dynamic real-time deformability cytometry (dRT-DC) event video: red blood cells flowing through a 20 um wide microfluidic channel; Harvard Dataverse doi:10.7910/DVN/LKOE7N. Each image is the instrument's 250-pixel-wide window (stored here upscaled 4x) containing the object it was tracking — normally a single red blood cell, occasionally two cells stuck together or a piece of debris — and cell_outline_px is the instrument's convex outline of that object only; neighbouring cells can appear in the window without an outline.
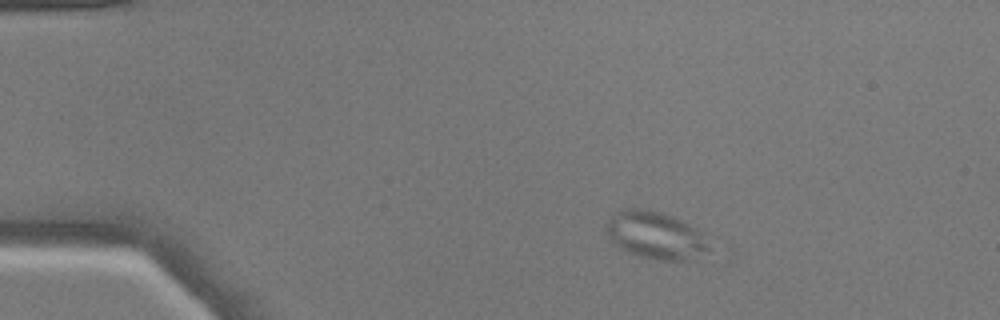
{"species": "common noctule bat (a hibernating species)", "species_latin": "Nyctalus noctula", "temperature_condition": "warm", "stored_images_in_passage": 6, "camera_frame_rate_fps": 3000, "um_per_image_px": 0.085, "animal": {"sex": "male", "body_mass_g": 17.9}, "frame": {"image": 1, "passage_image": 5, "time_ms": 1.333, "image_size_px": [1000, 320], "cell_outline_px": [[708, 248], [684, 260], [660, 260], [640, 256], [628, 252], [612, 244], [608, 236], [608, 220], [620, 208], [640, 208], [660, 212], [672, 216], [696, 228], [700, 232]], "centroid_in_image_um": [55.61, 19.97], "position_along_channel_um": 29.4, "area_um2": 27.51}}